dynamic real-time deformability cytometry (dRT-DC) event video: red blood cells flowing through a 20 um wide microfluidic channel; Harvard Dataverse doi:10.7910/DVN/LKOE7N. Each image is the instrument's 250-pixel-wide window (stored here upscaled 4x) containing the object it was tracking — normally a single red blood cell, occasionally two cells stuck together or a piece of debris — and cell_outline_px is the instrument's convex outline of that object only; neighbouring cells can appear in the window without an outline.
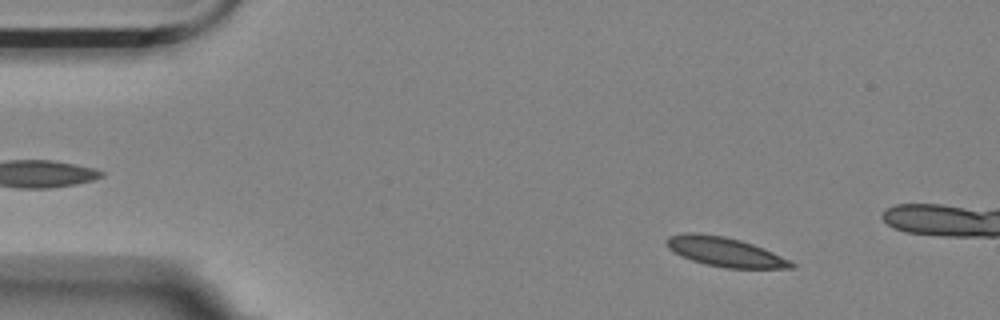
{"species": "Egyptian fruit bat (a non-hibernating species)", "species_latin": "Rousettus aegyptiacus", "temperature_condition": "room temperature", "stored_images_in_passage": 4, "camera_frame_rate_fps": 3000, "um_per_image_px": 0.085, "animal": {"sex": "female"}, "frame": {"image": 1, "passage_image": 2, "time_ms": 1.0, "image_size_px": [1000, 320], "cell_outline_px": [[796, 268], [724, 268], [704, 264], [680, 256], [668, 248], [664, 240], [668, 236], [684, 232], [696, 232], [724, 236], [740, 240], [764, 248], [792, 260], [796, 264]], "centroid_in_image_um": [61.61, 21.4], "position_along_channel_um": 23.4, "area_um2": 21.68}}